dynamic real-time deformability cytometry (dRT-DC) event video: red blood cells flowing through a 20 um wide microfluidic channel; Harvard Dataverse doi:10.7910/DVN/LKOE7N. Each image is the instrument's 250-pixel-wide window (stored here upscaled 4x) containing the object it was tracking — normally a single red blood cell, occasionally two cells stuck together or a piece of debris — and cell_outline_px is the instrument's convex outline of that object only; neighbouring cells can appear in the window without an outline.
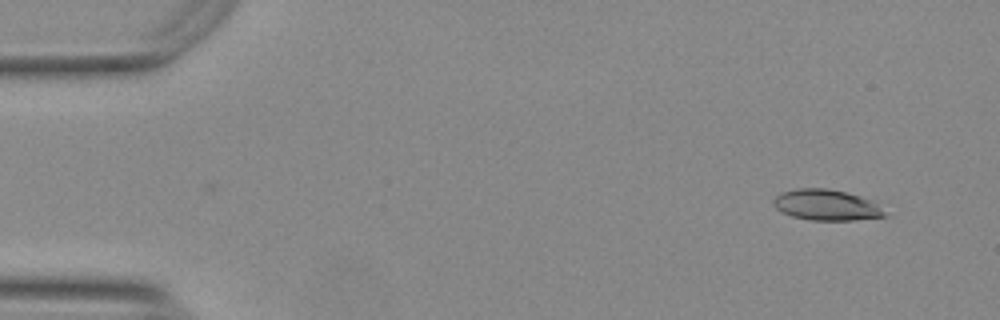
{"species": "Egyptian fruit bat (a non-hibernating species)", "species_latin": "Rousettus aegyptiacus", "temperature_condition": "warm", "stored_images_in_passage": 52, "camera_frame_rate_fps": 3000, "um_per_image_px": 0.085, "animal": {"sex": "female"}, "frame": {"image": 1, "passage_image": 4, "time_ms": 1.0, "image_size_px": [1000, 320], "cell_outline_px": [[888, 216], [856, 220], [812, 220], [792, 216], [776, 208], [772, 204], [772, 200], [780, 192], [796, 188], [828, 188], [860, 196], [876, 204]], "centroid_in_image_um": [70.19, 17.42], "position_along_channel_um": 14.8, "area_um2": 19.83}}
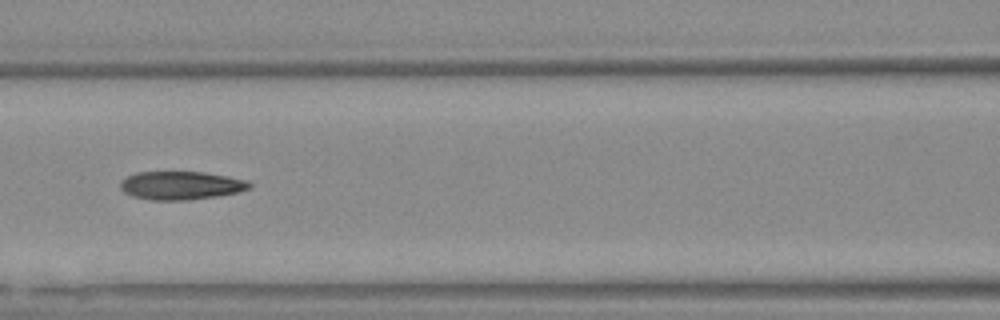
{"frame": {"image": 2, "passage_image": 24, "time_ms": 7.667, "image_size_px": [1000, 320], "cell_outline_px": [[252, 184], [248, 188], [236, 192], [216, 196], [188, 200], [152, 200], [132, 196], [124, 192], [120, 188], [120, 180], [136, 172], [204, 172], [228, 176], [248, 180]], "centroid_in_image_um": [15.35, 15.76], "position_along_channel_um": 151.2, "area_um2": 21.27}}
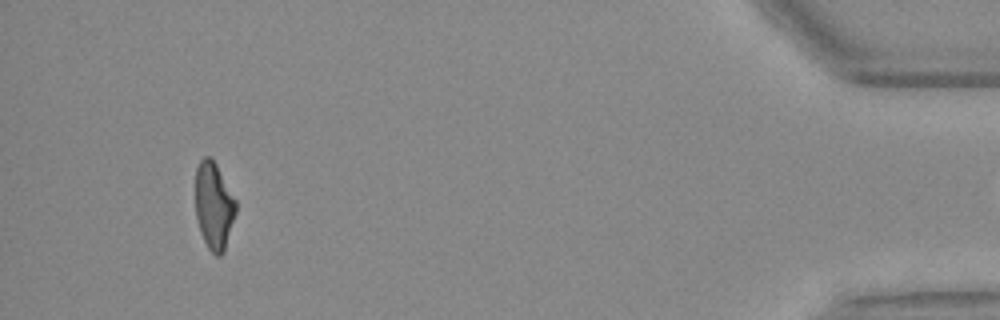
{"frame": {"image": 3, "passage_image": 51, "time_ms": 16.667, "image_size_px": [1000, 320], "cell_outline_px": [[236, 212], [224, 252], [220, 256], [216, 256], [208, 248], [200, 232], [196, 216], [196, 168], [200, 160], [204, 156], [208, 156], [216, 164], [236, 200]], "centroid_in_image_um": [18.18, 17.51], "position_along_channel_um": 417.0, "area_um2": 20.4}}